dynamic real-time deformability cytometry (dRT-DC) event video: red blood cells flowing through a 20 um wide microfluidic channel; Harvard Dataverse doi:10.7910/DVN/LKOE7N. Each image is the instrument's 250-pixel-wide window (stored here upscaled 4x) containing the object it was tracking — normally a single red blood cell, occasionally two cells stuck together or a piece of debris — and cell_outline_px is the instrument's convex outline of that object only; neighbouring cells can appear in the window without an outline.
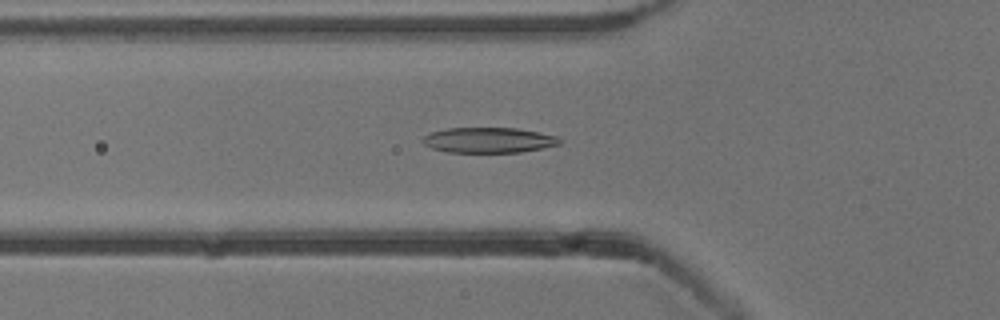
{"species": "common noctule bat (a hibernating species)", "species_latin": "Nyctalus noctula", "temperature_condition": "cold", "stored_images_in_passage": 29, "camera_frame_rate_fps": 3000, "um_per_image_px": 0.085, "animal": {"sex": "male", "body_mass_g": 13.3}, "frame": {"image": 1, "passage_image": 18, "time_ms": 5.667, "image_size_px": [1000, 320], "cell_outline_px": [[564, 140], [560, 144], [544, 148], [520, 152], [448, 152], [432, 148], [424, 144], [420, 140], [424, 136], [432, 132], [448, 128], [516, 128], [540, 132], [556, 136]], "centroid_in_image_um": [41.57, 11.91], "position_along_channel_um": 84.2, "area_um2": 20.29}}
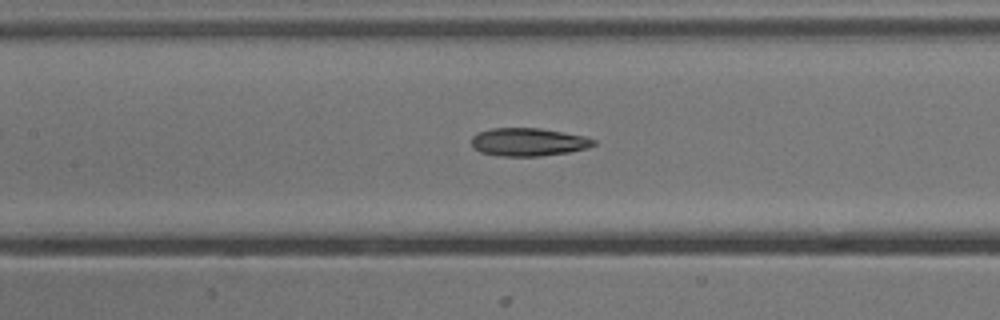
{"frame": {"image": 2, "passage_image": 24, "time_ms": 7.667, "image_size_px": [1000, 320], "cell_outline_px": [[596, 144], [588, 148], [568, 152], [540, 156], [500, 156], [480, 152], [472, 148], [472, 136], [476, 132], [492, 128], [540, 128], [584, 136], [596, 140]], "centroid_in_image_um": [44.88, 12.07], "position_along_channel_um": 162.5, "area_um2": 20.06}}
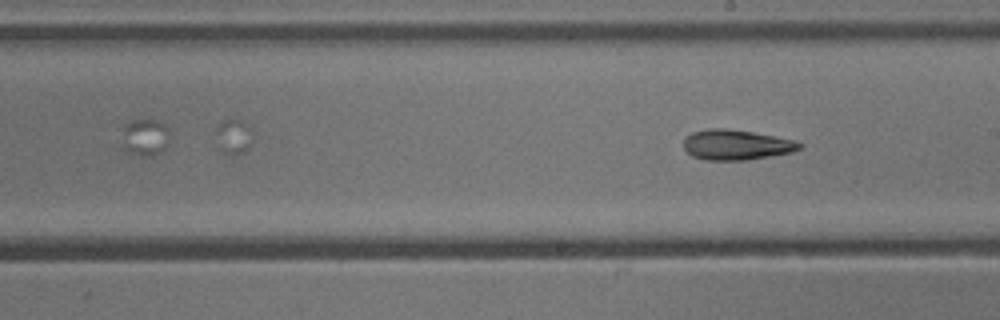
{"frame": {"image": 3, "passage_image": 29, "time_ms": 9.333, "image_size_px": [1000, 320], "cell_outline_px": [[800, 148], [792, 152], [748, 160], [704, 160], [692, 156], [684, 148], [684, 140], [692, 132], [708, 128], [724, 128], [752, 132], [796, 140], [800, 144]], "centroid_in_image_um": [62.56, 12.31], "position_along_channel_um": 226.4, "area_um2": 20.29}}